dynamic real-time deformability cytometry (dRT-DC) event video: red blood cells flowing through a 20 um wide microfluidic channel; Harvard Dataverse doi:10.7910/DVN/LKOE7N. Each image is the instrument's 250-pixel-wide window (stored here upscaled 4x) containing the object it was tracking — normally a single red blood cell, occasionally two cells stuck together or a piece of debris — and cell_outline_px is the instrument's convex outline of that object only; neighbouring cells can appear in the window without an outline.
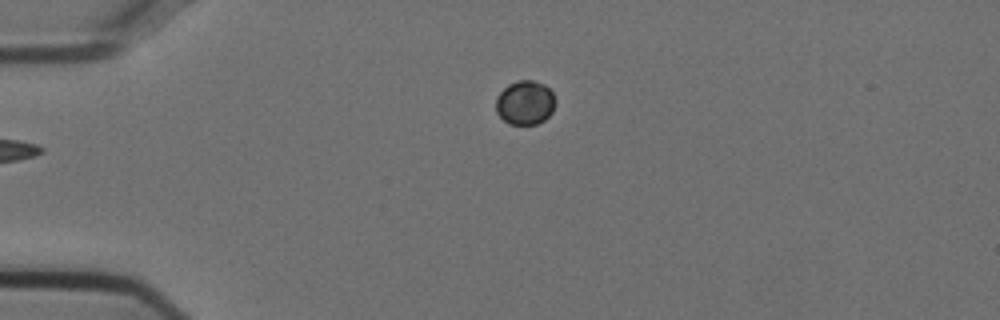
{"species": "Egyptian fruit bat (a non-hibernating species)", "species_latin": "Rousettus aegyptiacus", "temperature_condition": "cold", "stored_images_in_passage": 42, "camera_frame_rate_fps": 3000, "um_per_image_px": 0.085, "animal": {"sex": "female"}, "frame": {"image": 1, "passage_image": 1, "time_ms": 0.0, "image_size_px": [1000, 320], "cell_outline_px": [[556, 100], [552, 112], [544, 120], [536, 124], [508, 124], [496, 112], [496, 96], [508, 84], [516, 80], [532, 80], [544, 84], [552, 92]], "centroid_in_image_um": [44.62, 8.72], "position_along_channel_um": 40.4, "area_um2": 15.37}}
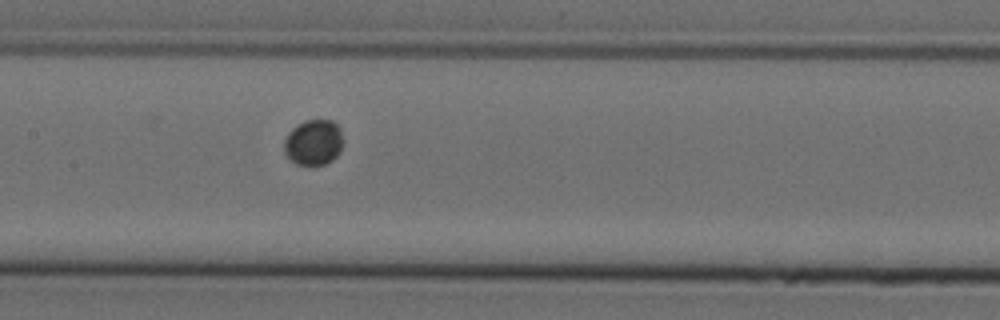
{"frame": {"image": 2, "passage_image": 15, "time_ms": 4.667, "image_size_px": [1000, 320], "cell_outline_px": [[340, 152], [332, 160], [324, 164], [312, 168], [296, 164], [284, 152], [284, 140], [288, 132], [296, 124], [304, 120], [332, 120], [340, 128]], "centroid_in_image_um": [26.61, 12.13], "position_along_channel_um": 180.8, "area_um2": 15.84}}
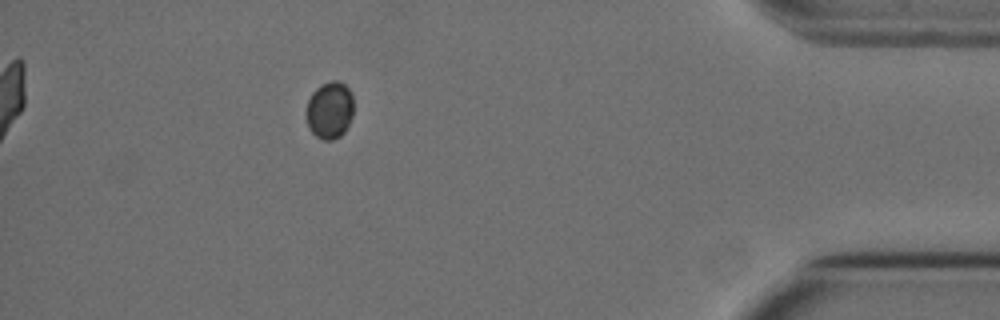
{"frame": {"image": 3, "passage_image": 37, "time_ms": 12.0, "image_size_px": [1000, 320], "cell_outline_px": [[352, 116], [344, 132], [340, 136], [332, 140], [324, 140], [316, 136], [308, 128], [304, 112], [308, 100], [312, 92], [320, 84], [332, 80], [336, 80], [344, 84], [352, 92]], "centroid_in_image_um": [27.98, 9.35], "position_along_channel_um": 407.2, "area_um2": 16.01}}